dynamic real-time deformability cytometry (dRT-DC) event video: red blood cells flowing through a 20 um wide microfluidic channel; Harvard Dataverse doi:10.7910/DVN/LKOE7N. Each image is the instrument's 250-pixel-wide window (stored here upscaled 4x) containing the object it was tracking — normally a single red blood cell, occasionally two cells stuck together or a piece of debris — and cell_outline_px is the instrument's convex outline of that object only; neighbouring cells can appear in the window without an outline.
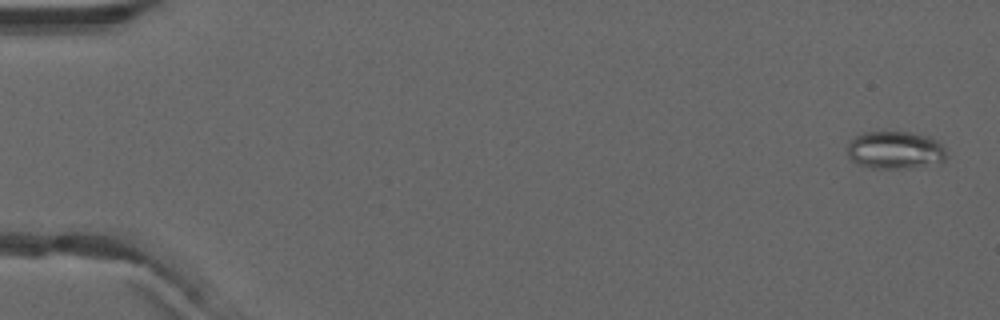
{"species": "common noctule bat (a hibernating species)", "species_latin": "Nyctalus noctula", "temperature_condition": "warm", "stored_images_in_passage": 53, "camera_frame_rate_fps": 3000, "um_per_image_px": 0.085, "animal": {"sex": "male", "forearm_length_mm": 52.5}, "frame": {"image": 1, "passage_image": 2, "time_ms": 0.333, "image_size_px": [1000, 320], "cell_outline_px": [[948, 156], [940, 164], [908, 168], [872, 168], [856, 164], [848, 156], [848, 144], [860, 132], [908, 132], [928, 136], [936, 140], [944, 148]], "centroid_in_image_um": [76.11, 12.77], "position_along_channel_um": 8.9, "area_um2": 21.96}}
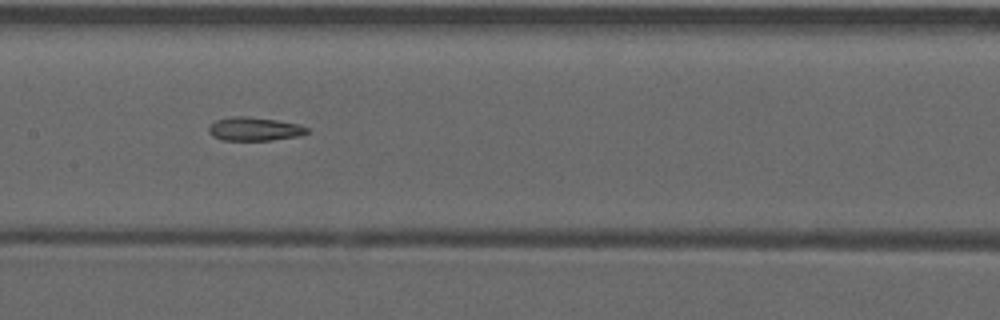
{"frame": {"image": 2, "passage_image": 27, "time_ms": 8.667, "image_size_px": [1000, 320], "cell_outline_px": [[308, 132], [300, 136], [272, 140], [220, 140], [212, 136], [208, 132], [208, 128], [216, 120], [232, 116], [244, 116], [276, 120], [300, 124], [308, 128]], "centroid_in_image_um": [21.62, 10.97], "position_along_channel_um": 185.8, "area_um2": 13.53}}
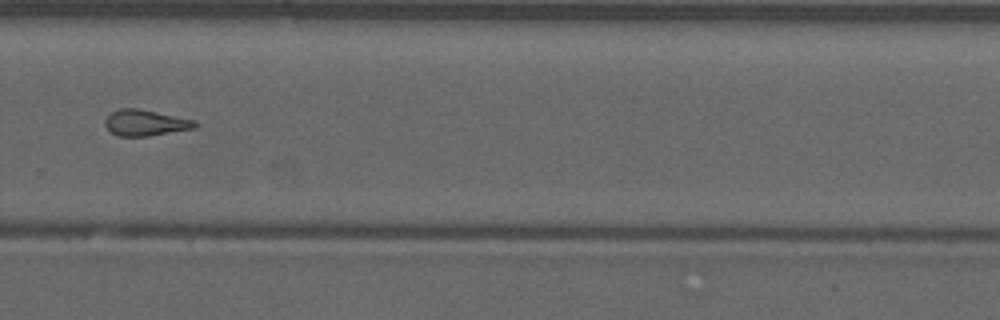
{"frame": {"image": 3, "passage_image": 37, "time_ms": 12.0, "image_size_px": [1000, 320], "cell_outline_px": [[196, 128], [148, 136], [120, 136], [112, 132], [104, 124], [104, 120], [112, 112], [120, 108], [136, 108], [196, 120]], "centroid_in_image_um": [12.36, 10.43], "position_along_channel_um": 317.4, "area_um2": 13.47}}